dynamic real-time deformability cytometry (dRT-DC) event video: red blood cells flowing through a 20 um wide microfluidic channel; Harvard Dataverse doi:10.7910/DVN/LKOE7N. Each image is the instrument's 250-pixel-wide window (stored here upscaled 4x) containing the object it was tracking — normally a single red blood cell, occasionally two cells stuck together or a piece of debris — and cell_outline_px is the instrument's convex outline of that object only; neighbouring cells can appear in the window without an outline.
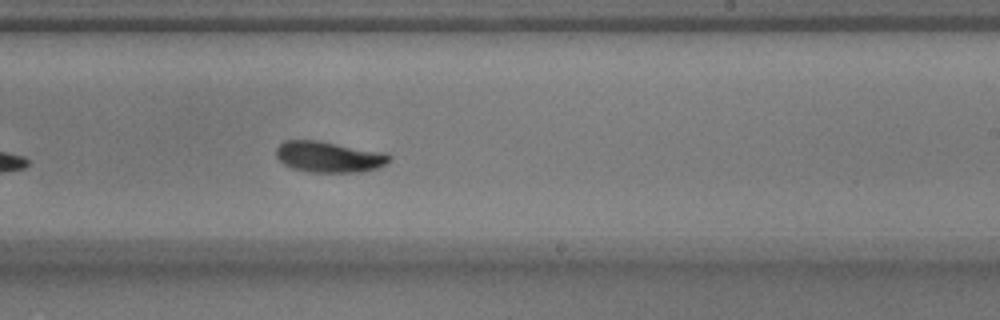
{"species": "common noctule bat (a hibernating species)", "species_latin": "Nyctalus noctula", "temperature_condition": "warm", "stored_images_in_passage": 32, "camera_frame_rate_fps": 3000, "um_per_image_px": 0.085, "animal": {"sex": "male", "body_mass_g": 17.9}, "frame": {"image": 1, "passage_image": 19, "time_ms": 6.0, "image_size_px": [1000, 320], "cell_outline_px": [[392, 160], [380, 168], [364, 172], [312, 172], [292, 168], [284, 164], [276, 156], [276, 148], [284, 140], [320, 140], [384, 152], [392, 156]], "centroid_in_image_um": [28.01, 13.33], "position_along_channel_um": 261.0, "area_um2": 20.75}, "authors_computed_cell_mechanics": {"area_um2": 20.1722, "velocity_mm_per_s": 3.7421, "shape_relaxation_time_tau1_ms": 3.1085, "shape_relaxation_time_tau2_ms": null, "deformation_change_tau1": 0.1286, "deformation_change_tau2": null}}